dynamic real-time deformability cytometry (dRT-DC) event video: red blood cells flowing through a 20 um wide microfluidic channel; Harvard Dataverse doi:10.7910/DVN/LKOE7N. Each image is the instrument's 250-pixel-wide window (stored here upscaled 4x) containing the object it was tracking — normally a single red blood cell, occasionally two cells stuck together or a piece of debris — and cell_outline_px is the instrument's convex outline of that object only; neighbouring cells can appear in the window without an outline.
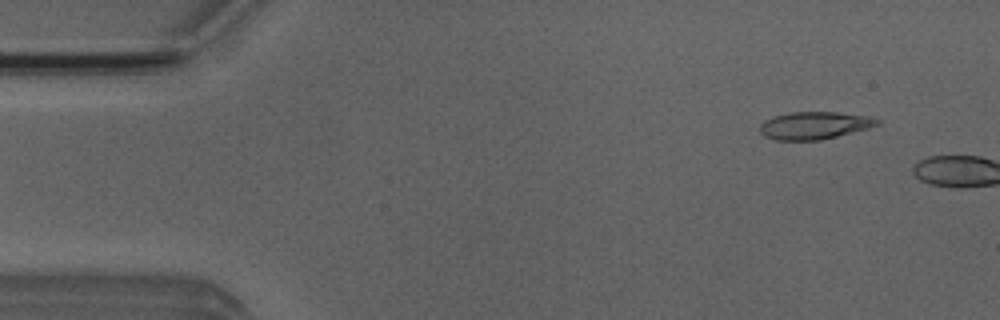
{"species": "Egyptian fruit bat (a non-hibernating species)", "species_latin": "Rousettus aegyptiacus", "temperature_condition": "room temperature", "stored_images_in_passage": 6, "camera_frame_rate_fps": 3000, "um_per_image_px": 0.085, "animal": {"sex": "male"}, "frame": {"image": 1, "passage_image": 4, "time_ms": 1.0, "image_size_px": [1000, 320], "cell_outline_px": [[880, 124], [868, 128], [820, 140], [776, 140], [764, 136], [760, 132], [760, 124], [764, 120], [776, 116], [792, 112], [836, 112], [872, 116], [880, 120]], "centroid_in_image_um": [69.24, 10.66], "position_along_channel_um": 15.8, "area_um2": 18.73}}